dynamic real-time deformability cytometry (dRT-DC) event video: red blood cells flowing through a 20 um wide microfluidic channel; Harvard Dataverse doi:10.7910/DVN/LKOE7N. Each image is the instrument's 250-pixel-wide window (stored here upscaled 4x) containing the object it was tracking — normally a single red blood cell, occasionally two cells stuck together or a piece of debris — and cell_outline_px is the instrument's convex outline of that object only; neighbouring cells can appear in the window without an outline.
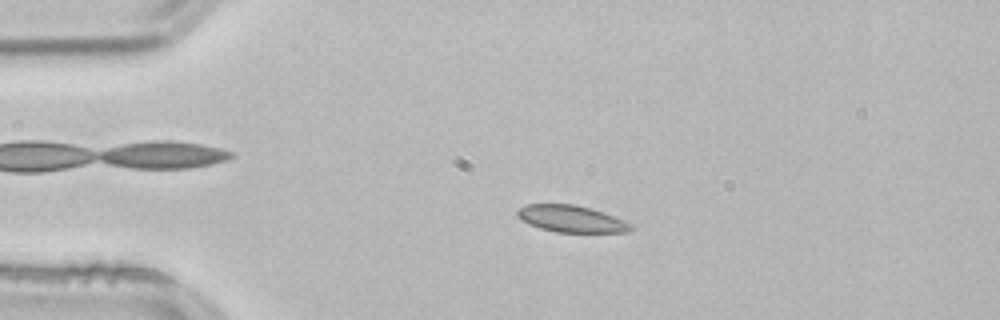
{"species": "common noctule bat (a hibernating species)", "species_latin": "Nyctalus noctula", "temperature_condition": "room temperature", "stored_images_in_passage": 46, "camera_frame_rate_fps": 3000, "um_per_image_px": 0.085, "animal": {"sex": "male", "body_mass_g": 21.5, "forearm_length_mm": 52.0}, "frame": {"image": 1, "passage_image": 4, "time_ms": 1.0, "image_size_px": [1000, 320], "cell_outline_px": [[632, 228], [624, 232], [556, 232], [540, 228], [528, 224], [516, 216], [516, 212], [520, 208], [528, 204], [576, 204], [592, 208], [604, 212], [624, 220], [632, 224]], "centroid_in_image_um": [48.54, 18.59], "position_along_channel_um": 36.5, "area_um2": 17.74}}
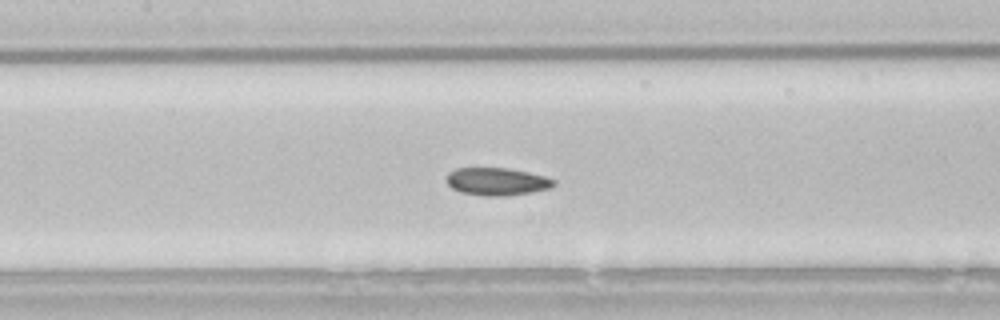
{"frame": {"image": 2, "passage_image": 17, "time_ms": 5.333, "image_size_px": [1000, 320], "cell_outline_px": [[556, 184], [548, 188], [528, 192], [504, 196], [484, 196], [460, 192], [452, 188], [448, 184], [448, 172], [456, 168], [508, 168], [528, 172], [544, 176], [556, 180]], "centroid_in_image_um": [42.22, 15.42], "position_along_channel_um": 165.2, "area_um2": 17.11}}
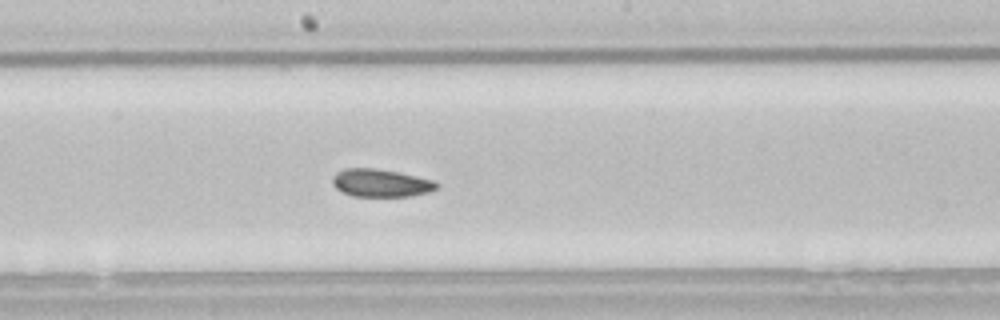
{"frame": {"image": 3, "passage_image": 21, "time_ms": 6.667, "image_size_px": [1000, 320], "cell_outline_px": [[440, 184], [436, 188], [428, 192], [408, 196], [352, 196], [336, 188], [332, 184], [332, 176], [336, 172], [344, 168], [376, 168], [396, 172], [432, 180]], "centroid_in_image_um": [32.32, 15.55], "position_along_channel_um": 215.9, "area_um2": 16.7}, "authors_computed_cell_mechanics": {"area_um2": 17.6579, "velocity_mm_per_s": 3.8093, "shape_relaxation_time_tau1_ms": null, "shape_relaxation_time_tau2_ms": 5.1852, "deformation_change_tau1": null, "deformation_change_tau2": 0.0685}}